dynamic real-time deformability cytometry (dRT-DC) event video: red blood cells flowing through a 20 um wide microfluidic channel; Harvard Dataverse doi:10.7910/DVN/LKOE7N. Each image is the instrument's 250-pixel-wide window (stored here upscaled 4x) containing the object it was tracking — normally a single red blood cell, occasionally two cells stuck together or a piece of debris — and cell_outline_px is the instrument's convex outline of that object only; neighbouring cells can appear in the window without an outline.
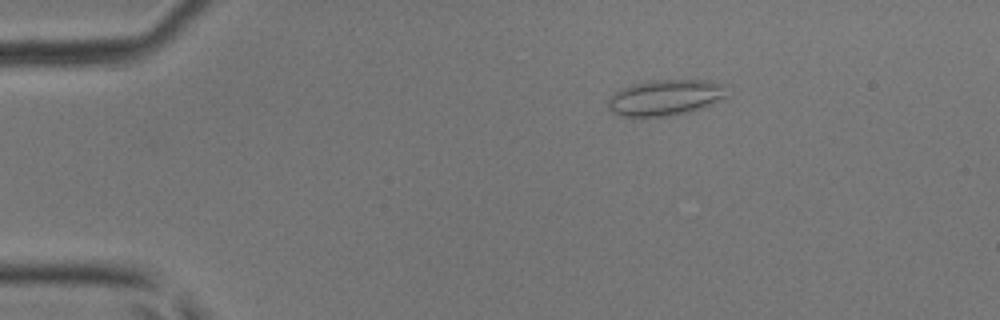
{"species": "common noctule bat (a hibernating species)", "species_latin": "Nyctalus noctula", "temperature_condition": "room temperature", "stored_images_in_passage": 47, "camera_frame_rate_fps": 3000, "um_per_image_px": 0.085, "animal": {"sex": "male", "body_mass_g": 17.9, "forearm_length_mm": 54.2}, "frame": {"image": 1, "passage_image": 9, "time_ms": 2.667, "image_size_px": [1000, 320], "cell_outline_px": [[728, 96], [712, 104], [688, 112], [668, 116], [624, 116], [612, 112], [608, 108], [608, 100], [620, 88], [632, 84], [652, 80], [712, 80], [728, 84]], "centroid_in_image_um": [56.63, 8.27], "position_along_channel_um": 28.4, "area_um2": 25.09}}
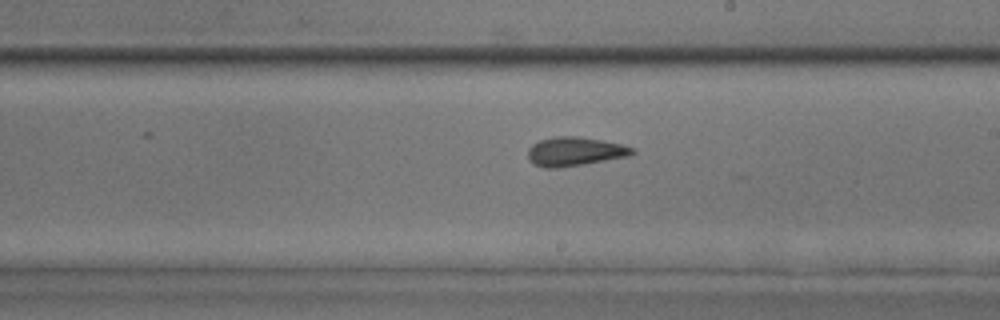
{"frame": {"image": 2, "passage_image": 28, "time_ms": 9.0, "image_size_px": [1000, 320], "cell_outline_px": [[636, 152], [628, 156], [584, 164], [560, 168], [544, 168], [532, 164], [528, 160], [528, 148], [532, 144], [540, 140], [556, 136], [576, 136], [600, 140], [620, 144], [636, 148]], "centroid_in_image_um": [48.82, 12.89], "position_along_channel_um": 240.2, "area_um2": 17.69}}
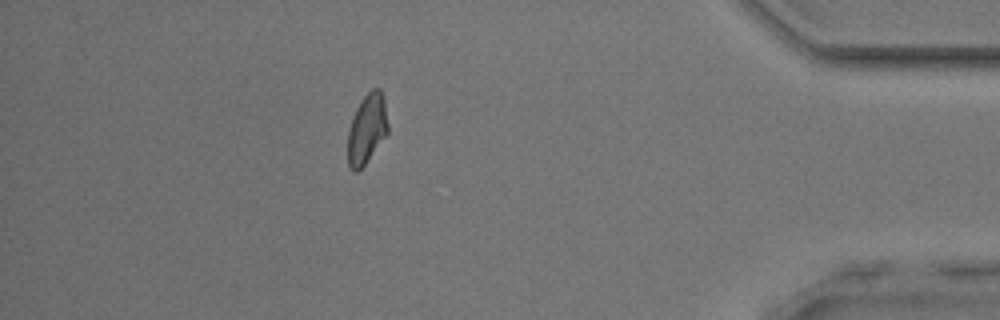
{"frame": {"image": 3, "passage_image": 42, "time_ms": 13.667, "image_size_px": [1000, 320], "cell_outline_px": [[388, 132], [364, 164], [356, 172], [352, 172], [348, 168], [348, 132], [352, 116], [360, 100], [372, 88], [380, 88], [384, 100], [388, 124]], "centroid_in_image_um": [31.17, 10.94], "position_along_channel_um": 404.0, "area_um2": 16.24}}